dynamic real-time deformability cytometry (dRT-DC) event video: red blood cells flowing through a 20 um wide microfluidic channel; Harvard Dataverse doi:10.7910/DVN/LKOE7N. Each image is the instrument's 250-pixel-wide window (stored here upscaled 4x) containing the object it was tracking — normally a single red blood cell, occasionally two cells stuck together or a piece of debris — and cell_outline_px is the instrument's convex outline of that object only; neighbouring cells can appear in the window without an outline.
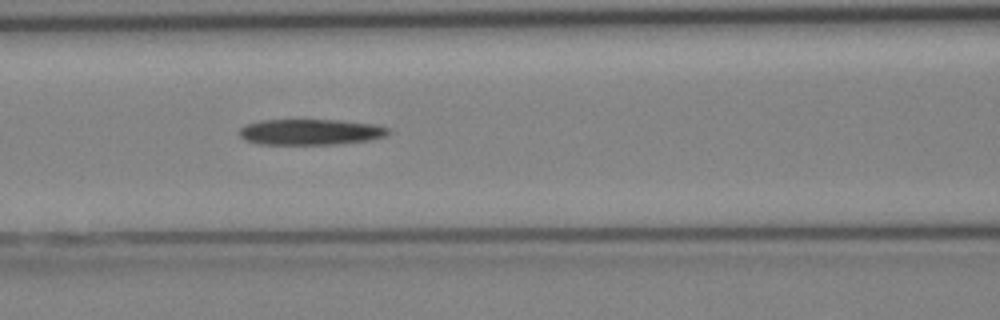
{"species": "Egyptian fruit bat (a non-hibernating species)", "species_latin": "Rousettus aegyptiacus", "temperature_condition": "cold", "stored_images_in_passage": 4, "camera_frame_rate_fps": 3000, "um_per_image_px": 0.085, "animal": {"sex": "female"}, "frame": {"image": 1, "passage_image": 4, "time_ms": 3.333, "image_size_px": [1000, 320], "cell_outline_px": [[392, 132], [384, 136], [368, 140], [332, 144], [260, 144], [244, 140], [240, 136], [240, 128], [248, 124], [260, 120], [336, 120], [372, 124], [388, 128]], "centroid_in_image_um": [26.36, 11.22], "position_along_channel_um": 140.2, "area_um2": 22.14}}